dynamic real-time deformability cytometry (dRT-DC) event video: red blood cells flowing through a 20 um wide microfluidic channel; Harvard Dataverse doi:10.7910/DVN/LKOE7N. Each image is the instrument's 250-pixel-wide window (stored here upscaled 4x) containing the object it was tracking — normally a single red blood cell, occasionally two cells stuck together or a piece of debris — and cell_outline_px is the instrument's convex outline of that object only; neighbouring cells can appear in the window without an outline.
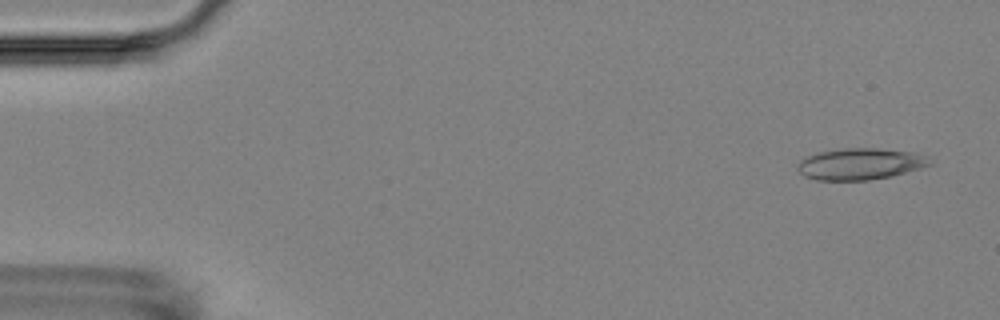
{"species": "Egyptian fruit bat (a non-hibernating species)", "species_latin": "Rousettus aegyptiacus", "temperature_condition": "room temperature", "stored_images_in_passage": 5, "camera_frame_rate_fps": 3000, "um_per_image_px": 0.085, "animal": {"sex": "female"}, "frame": {"image": 1, "passage_image": 1, "time_ms": 0.0, "image_size_px": [1000, 320], "cell_outline_px": [[932, 164], [920, 168], [892, 176], [868, 180], [816, 180], [804, 176], [796, 168], [796, 164], [800, 160], [816, 152], [848, 148], [876, 148], [912, 152], [928, 156]], "centroid_in_image_um": [73.09, 13.93], "position_along_channel_um": 11.9, "area_um2": 24.28}}